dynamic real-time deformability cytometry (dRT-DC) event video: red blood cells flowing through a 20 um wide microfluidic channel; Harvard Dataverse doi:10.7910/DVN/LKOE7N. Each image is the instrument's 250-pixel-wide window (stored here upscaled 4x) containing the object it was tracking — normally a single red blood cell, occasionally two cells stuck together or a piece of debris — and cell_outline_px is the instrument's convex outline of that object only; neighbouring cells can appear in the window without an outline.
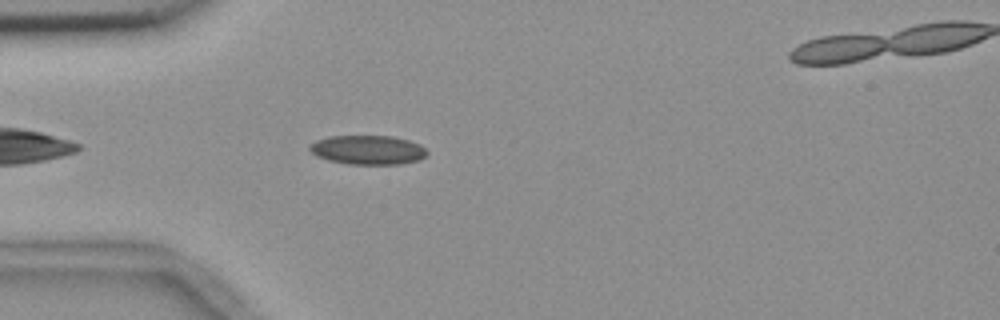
{"species": "common noctule bat (a hibernating species)", "species_latin": "Nyctalus noctula", "temperature_condition": "room temperature", "stored_images_in_passage": 39, "camera_frame_rate_fps": 3000, "um_per_image_px": 0.085, "animal": {"sex": "female", "body_mass_g": 18.4}, "frame": {"image": 1, "passage_image": 4, "time_ms": 1.0, "image_size_px": [1000, 320], "cell_outline_px": [[428, 152], [420, 160], [400, 164], [348, 164], [328, 160], [316, 156], [308, 148], [316, 140], [328, 136], [392, 136], [408, 140], [420, 144]], "centroid_in_image_um": [31.27, 12.74], "position_along_channel_um": 53.7, "area_um2": 19.94}}
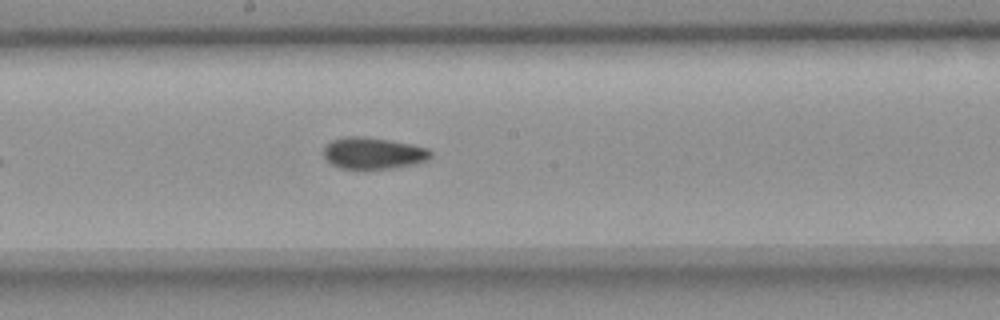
{"frame": {"image": 2, "passage_image": 18, "time_ms": 5.667, "image_size_px": [1000, 320], "cell_outline_px": [[432, 156], [428, 160], [416, 164], [396, 168], [340, 168], [332, 164], [324, 156], [324, 144], [332, 140], [344, 136], [364, 136], [412, 144], [428, 148], [432, 152]], "centroid_in_image_um": [31.75, 13.01], "position_along_channel_um": 216.5, "area_um2": 19.83}}
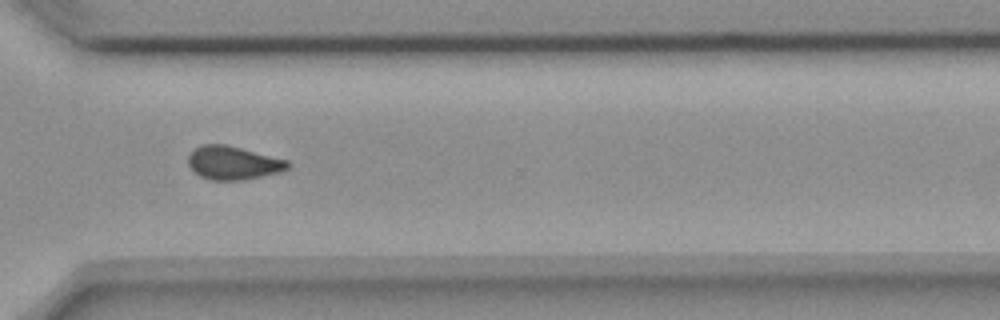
{"frame": {"image": 3, "passage_image": 29, "time_ms": 9.333, "image_size_px": [1000, 320], "cell_outline_px": [[292, 164], [288, 168], [280, 172], [244, 180], [208, 180], [200, 176], [188, 164], [188, 156], [200, 144], [224, 144], [288, 160]], "centroid_in_image_um": [19.83, 13.85], "position_along_channel_um": 350.8, "area_um2": 19.31}, "authors_computed_cell_mechanics": {"area_um2": 19.8254, "velocity_mm_per_s": 3.6465, "shape_relaxation_time_tau1_ms": null, "shape_relaxation_time_tau2_ms": 4.0895, "deformation_change_tau1": null, "deformation_change_tau2": 0.0917}}